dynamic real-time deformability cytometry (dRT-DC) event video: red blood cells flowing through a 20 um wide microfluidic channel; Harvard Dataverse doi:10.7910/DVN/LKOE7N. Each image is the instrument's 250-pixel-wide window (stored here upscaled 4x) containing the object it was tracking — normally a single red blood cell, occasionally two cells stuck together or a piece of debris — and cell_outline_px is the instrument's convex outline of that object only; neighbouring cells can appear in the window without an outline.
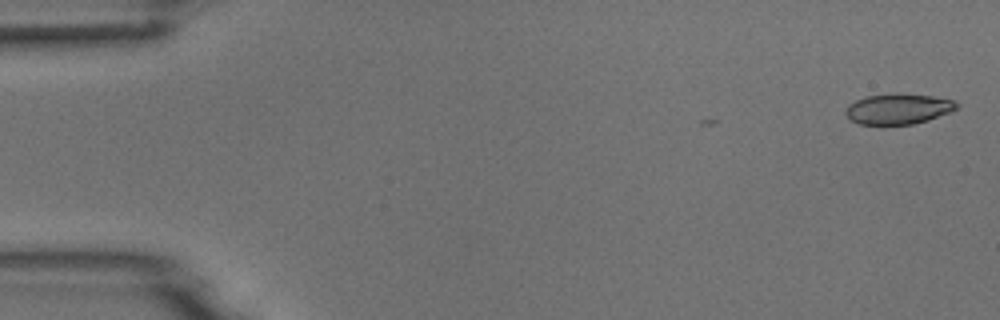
{"species": "common noctule bat (a hibernating species)", "species_latin": "Nyctalus noctula", "temperature_condition": "room temperature", "stored_images_in_passage": 4, "camera_frame_rate_fps": 3000, "um_per_image_px": 0.085, "animal": {"sex": "male", "body_mass_g": 18.8}, "frame": {"image": 1, "passage_image": 1, "time_ms": 0.0, "image_size_px": [1000, 320], "cell_outline_px": [[960, 104], [956, 108], [948, 112], [928, 120], [912, 124], [880, 128], [860, 124], [852, 120], [844, 112], [848, 104], [856, 100], [868, 96], [932, 96], [956, 100]], "centroid_in_image_um": [76.31, 9.34], "position_along_channel_um": 8.7, "area_um2": 19.54}}
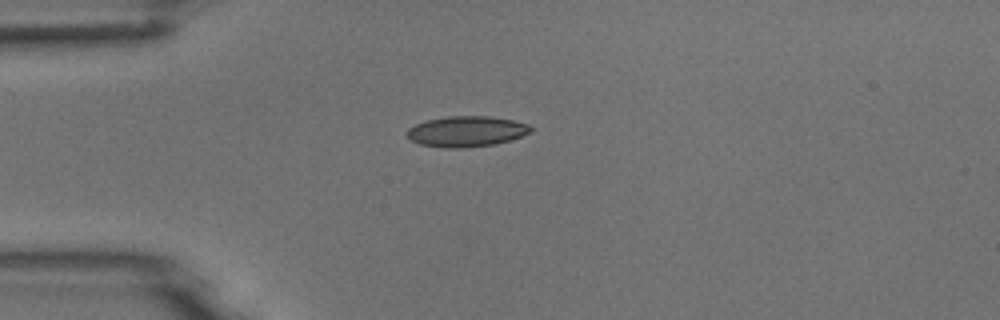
{"frame": {"image": 2, "passage_image": 4, "time_ms": 4.0, "image_size_px": [1000, 320], "cell_outline_px": [[532, 132], [496, 144], [464, 148], [444, 148], [420, 144], [412, 140], [404, 132], [408, 128], [416, 124], [428, 120], [448, 116], [488, 116], [512, 120], [528, 124], [532, 128]], "centroid_in_image_um": [39.63, 11.17], "position_along_channel_um": 45.4, "area_um2": 22.02}}